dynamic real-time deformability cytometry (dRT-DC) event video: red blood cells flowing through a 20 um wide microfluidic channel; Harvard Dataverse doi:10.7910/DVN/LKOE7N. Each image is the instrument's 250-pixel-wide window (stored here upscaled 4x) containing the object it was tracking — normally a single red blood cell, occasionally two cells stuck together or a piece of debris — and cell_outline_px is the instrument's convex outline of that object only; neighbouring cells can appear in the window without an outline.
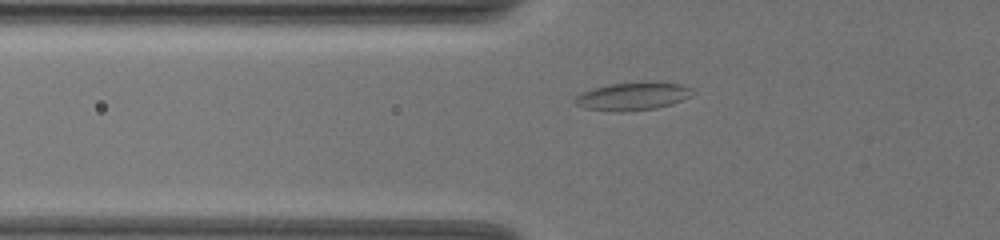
{"species": "common noctule bat (a hibernating species)", "species_latin": "Nyctalus noctula", "temperature_condition": "warm", "stored_images_in_passage": 39, "camera_frame_rate_fps": 3000, "um_per_image_px": 0.085, "animal": {"sex": "female", "body_mass_g": 19.5, "forearm_length_mm": 54.1}, "frame": {"image": 1, "passage_image": 4, "time_ms": 1.0, "image_size_px": [1000, 240], "cell_outline_px": [[692, 96], [672, 104], [656, 108], [620, 112], [616, 112], [584, 108], [576, 104], [572, 100], [576, 96], [592, 88], [612, 84], [644, 80], [680, 84], [692, 88]], "centroid_in_image_um": [53.79, 8.17], "position_along_channel_um": 72.0, "area_um2": 19.42}}
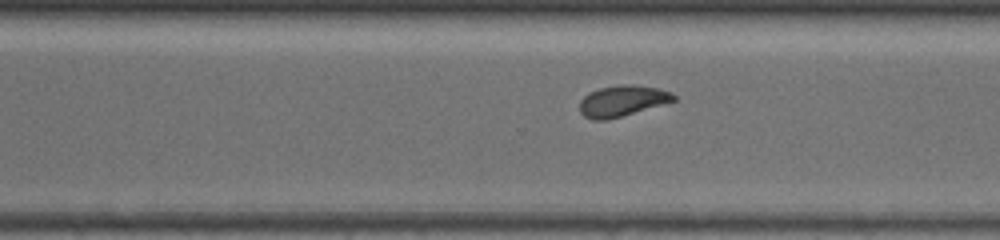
{"frame": {"image": 2, "passage_image": 24, "time_ms": 7.667, "image_size_px": [1000, 240], "cell_outline_px": [[676, 100], [608, 120], [592, 120], [584, 116], [580, 112], [580, 100], [588, 92], [600, 88], [624, 84], [632, 84], [660, 88], [672, 92], [676, 96]], "centroid_in_image_um": [52.89, 8.57], "position_along_channel_um": 317.7, "area_um2": 16.99}}
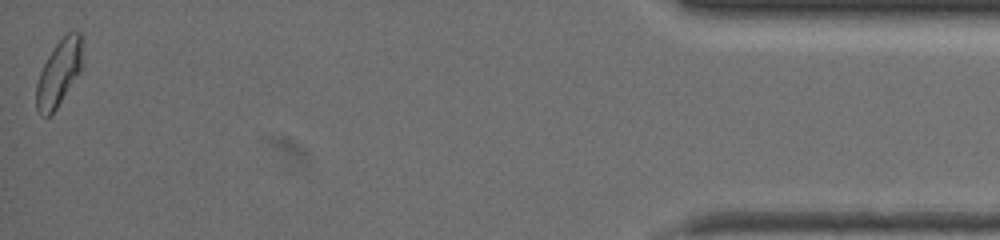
{"frame": {"image": 3, "passage_image": 39, "time_ms": 12.667, "image_size_px": [1000, 240], "cell_outline_px": [[80, 72], [56, 108], [48, 116], [40, 116], [36, 108], [36, 84], [40, 72], [48, 56], [56, 44], [68, 32], [80, 32]], "centroid_in_image_um": [4.95, 6.25], "position_along_channel_um": 430.2, "area_um2": 17.11}, "authors_computed_cell_mechanics": {"area_um2": 16.9932, "velocity_mm_per_s": 3.7434, "shape_relaxation_time_tau1_ms": null, "shape_relaxation_time_tau2_ms": 1.521, "deformation_change_tau1": null, "deformation_change_tau2": 0.0514}}